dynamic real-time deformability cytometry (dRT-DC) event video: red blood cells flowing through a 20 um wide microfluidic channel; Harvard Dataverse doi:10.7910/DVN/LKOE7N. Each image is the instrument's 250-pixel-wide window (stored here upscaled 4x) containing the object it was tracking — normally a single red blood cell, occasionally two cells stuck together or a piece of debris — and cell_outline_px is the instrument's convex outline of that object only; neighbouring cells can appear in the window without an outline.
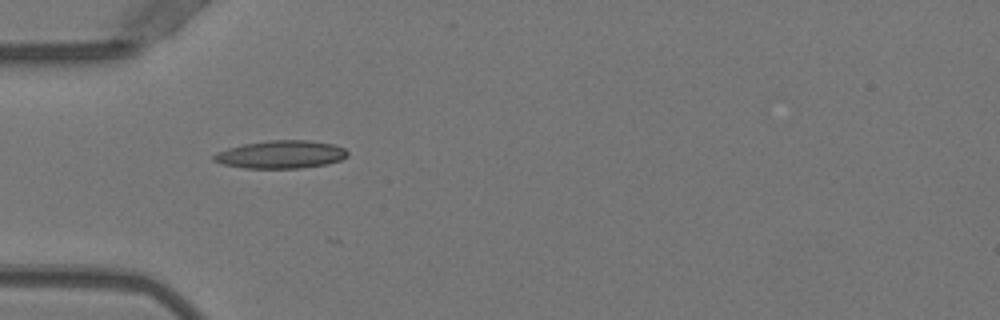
{"species": "Egyptian fruit bat (a non-hibernating species)", "species_latin": "Rousettus aegyptiacus", "temperature_condition": "warm", "stored_images_in_passage": 7, "camera_frame_rate_fps": 3000, "um_per_image_px": 0.085, "animal": {"sex": "female"}, "frame": {"image": 1, "passage_image": 1, "time_ms": 0.0, "image_size_px": [1000, 320], "cell_outline_px": [[348, 156], [340, 160], [324, 164], [300, 168], [244, 168], [224, 164], [212, 160], [212, 156], [216, 152], [228, 148], [244, 144], [272, 140], [308, 140], [332, 144], [344, 148], [348, 152]], "centroid_in_image_um": [23.86, 13.13], "position_along_channel_um": 61.1, "area_um2": 21.56}}
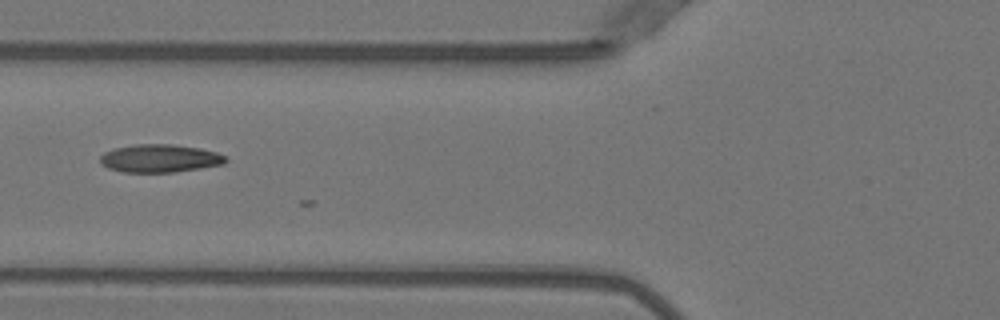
{"frame": {"image": 2, "passage_image": 5, "time_ms": 1.333, "image_size_px": [1000, 320], "cell_outline_px": [[228, 160], [224, 164], [200, 168], [172, 172], [124, 172], [108, 168], [100, 164], [100, 156], [104, 152], [112, 148], [136, 144], [172, 144], [200, 148], [216, 152], [228, 156]], "centroid_in_image_um": [13.58, 13.45], "position_along_channel_um": 112.2, "area_um2": 20.63}}